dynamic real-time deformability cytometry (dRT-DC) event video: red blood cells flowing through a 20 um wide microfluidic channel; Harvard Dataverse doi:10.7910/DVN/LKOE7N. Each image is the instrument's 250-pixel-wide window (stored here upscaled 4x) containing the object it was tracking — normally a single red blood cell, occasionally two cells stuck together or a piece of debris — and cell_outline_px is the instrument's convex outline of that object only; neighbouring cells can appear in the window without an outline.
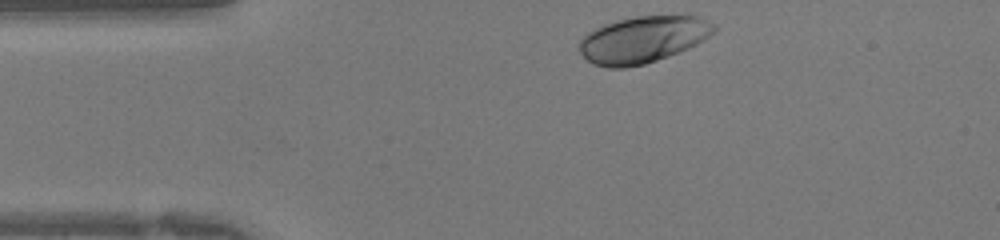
{"species": "human", "species_latin": "Homo sapiens", "temperature_condition": "warm", "stored_images_in_passage": 28, "camera_frame_rate_fps": 3000, "um_per_image_px": 0.085, "donor": {"sex": "female"}, "frame": {"image": 1, "passage_image": 1, "time_ms": 0.0, "image_size_px": [1000, 240], "cell_outline_px": [[720, 28], [716, 32], [704, 40], [680, 52], [644, 64], [624, 68], [608, 68], [592, 64], [580, 52], [580, 40], [588, 32], [604, 24], [616, 20], [636, 16], [688, 12], [700, 16], [716, 24]], "centroid_in_image_um": [54.76, 3.3], "position_along_channel_um": 30.2, "area_um2": 37.74}}
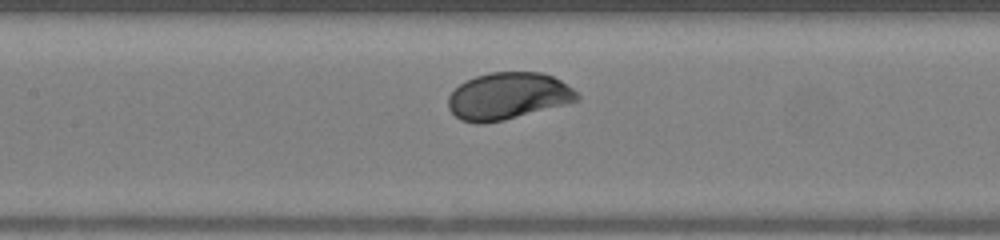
{"frame": {"image": 2, "passage_image": 12, "time_ms": 3.667, "image_size_px": [1000, 240], "cell_outline_px": [[580, 100], [568, 104], [504, 120], [484, 124], [476, 124], [460, 120], [448, 108], [448, 96], [464, 80], [488, 72], [540, 72], [552, 76], [560, 80], [572, 88], [580, 96]], "centroid_in_image_um": [43.17, 8.17], "position_along_channel_um": 164.2, "area_um2": 35.49}}
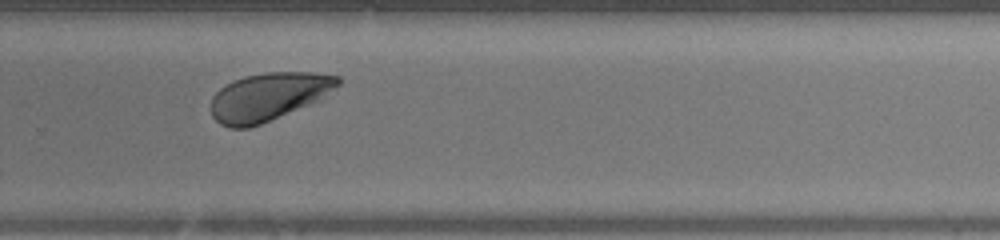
{"frame": {"image": 3, "passage_image": 21, "time_ms": 6.667, "image_size_px": [1000, 240], "cell_outline_px": [[340, 84], [336, 88], [320, 100], [260, 124], [248, 128], [228, 128], [220, 124], [212, 116], [212, 96], [220, 88], [232, 80], [244, 76], [264, 72], [316, 72], [340, 76]], "centroid_in_image_um": [22.83, 8.2], "position_along_channel_um": 307.0, "area_um2": 35.6}}